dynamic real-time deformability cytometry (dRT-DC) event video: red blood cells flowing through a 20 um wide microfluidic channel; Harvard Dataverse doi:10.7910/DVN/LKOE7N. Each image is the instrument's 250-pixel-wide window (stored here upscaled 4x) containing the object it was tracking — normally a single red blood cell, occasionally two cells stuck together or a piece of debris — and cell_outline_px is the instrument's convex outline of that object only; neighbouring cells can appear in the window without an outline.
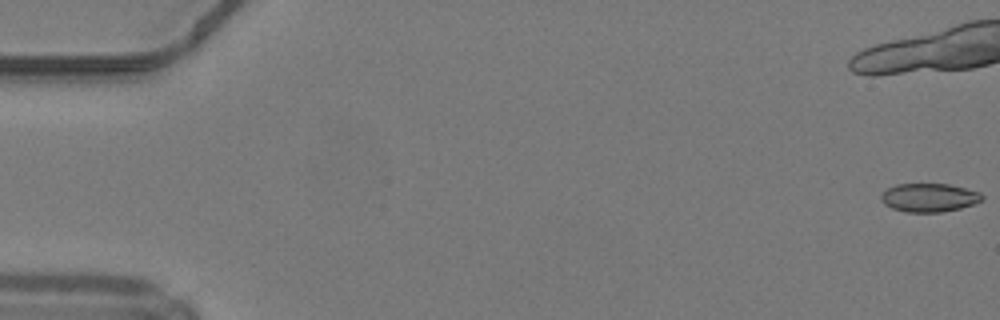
{"species": "common noctule bat (a hibernating species)", "species_latin": "Nyctalus noctula", "temperature_condition": "warm", "stored_images_in_passage": 15, "camera_frame_rate_fps": 3000, "um_per_image_px": 0.085, "animal": {"sex": "male", "body_mass_g": 19.2, "forearm_length_mm": 51.8}, "frame": {"image": 1, "passage_image": 1, "time_ms": 0.0, "image_size_px": [1000, 320], "cell_outline_px": [[984, 200], [960, 208], [944, 212], [904, 212], [892, 208], [884, 204], [880, 200], [880, 196], [888, 188], [896, 184], [948, 184], [980, 192], [984, 196]], "centroid_in_image_um": [78.97, 16.8], "position_along_channel_um": 6.0, "area_um2": 16.82}}